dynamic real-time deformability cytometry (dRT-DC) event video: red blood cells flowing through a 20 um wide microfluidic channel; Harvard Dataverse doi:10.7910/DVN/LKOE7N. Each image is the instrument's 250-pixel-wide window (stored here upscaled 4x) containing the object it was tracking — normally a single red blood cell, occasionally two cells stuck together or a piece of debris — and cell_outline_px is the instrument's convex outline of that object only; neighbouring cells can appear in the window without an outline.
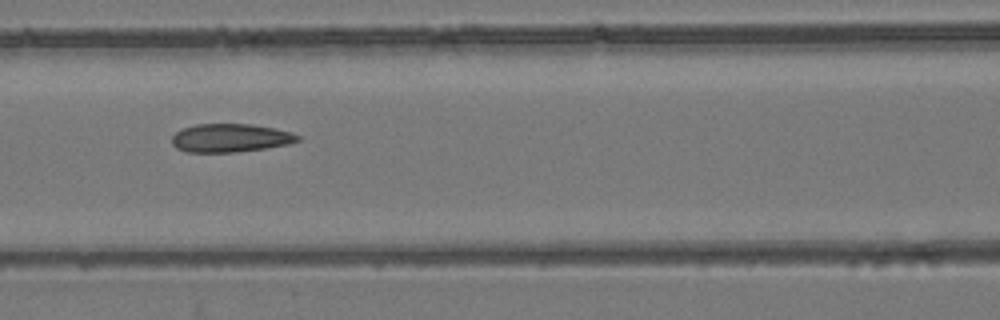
{"species": "common noctule bat (a hibernating species)", "species_latin": "Nyctalus noctula", "temperature_condition": "room temperature", "stored_images_in_passage": 6, "camera_frame_rate_fps": 3000, "um_per_image_px": 0.085, "animal": {"sex": "female", "body_mass_g": 24.6, "forearm_length_mm": 56.2}, "frame": {"image": 1, "passage_image": 6, "time_ms": 5.333, "image_size_px": [1000, 320], "cell_outline_px": [[300, 140], [288, 144], [264, 148], [236, 152], [188, 152], [176, 148], [172, 144], [172, 136], [176, 132], [184, 128], [196, 124], [252, 124], [276, 128], [292, 132], [300, 136]], "centroid_in_image_um": [19.59, 11.72], "position_along_channel_um": 147.0, "area_um2": 20.81}}